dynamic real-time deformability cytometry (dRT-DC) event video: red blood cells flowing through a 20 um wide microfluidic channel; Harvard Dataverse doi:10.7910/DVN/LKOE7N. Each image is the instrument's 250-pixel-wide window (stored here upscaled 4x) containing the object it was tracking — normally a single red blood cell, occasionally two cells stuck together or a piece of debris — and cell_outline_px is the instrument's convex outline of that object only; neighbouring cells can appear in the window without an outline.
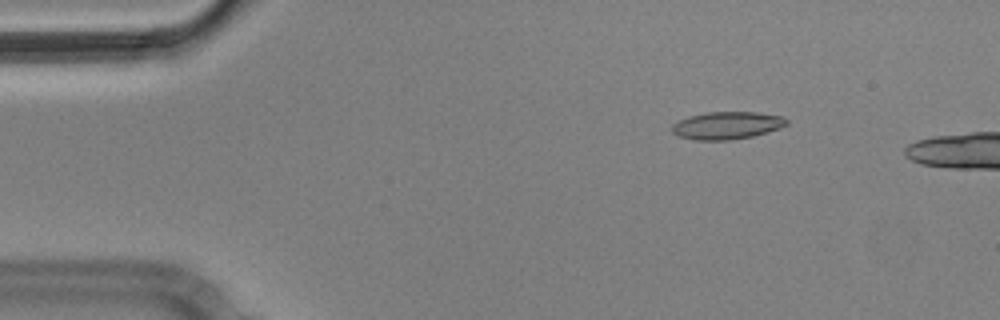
{"species": "Egyptian fruit bat (a non-hibernating species)", "species_latin": "Rousettus aegyptiacus", "temperature_condition": "cold", "stored_images_in_passage": 5, "camera_frame_rate_fps": 3000, "um_per_image_px": 0.085, "animal": {"sex": "male"}, "frame": {"image": 1, "passage_image": 3, "time_ms": 0.667, "image_size_px": [1000, 320], "cell_outline_px": [[788, 124], [780, 128], [752, 136], [728, 140], [696, 140], [676, 136], [672, 132], [672, 124], [688, 116], [704, 112], [756, 112], [784, 116], [788, 120]], "centroid_in_image_um": [61.78, 10.65], "position_along_channel_um": 23.2, "area_um2": 18.5}}